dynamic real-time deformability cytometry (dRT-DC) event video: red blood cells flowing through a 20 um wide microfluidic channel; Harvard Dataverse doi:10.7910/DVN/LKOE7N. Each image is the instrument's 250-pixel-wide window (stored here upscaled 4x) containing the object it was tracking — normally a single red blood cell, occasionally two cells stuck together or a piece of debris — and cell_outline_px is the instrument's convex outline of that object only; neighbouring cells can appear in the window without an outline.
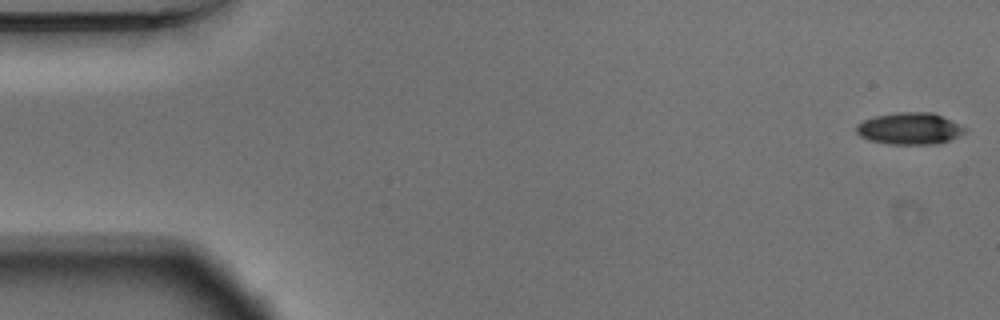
{"species": "Egyptian fruit bat (a non-hibernating species)", "species_latin": "Rousettus aegyptiacus", "temperature_condition": "warm", "stored_images_in_passage": 54, "camera_frame_rate_fps": 3000, "um_per_image_px": 0.085, "animal": {"sex": "male"}, "frame": {"image": 1, "passage_image": 1, "time_ms": 0.0, "image_size_px": [1000, 320], "cell_outline_px": [[968, 132], [948, 140], [936, 144], [888, 144], [868, 140], [860, 136], [856, 132], [856, 124], [864, 120], [876, 116], [896, 112], [932, 112], [960, 124], [968, 128]], "centroid_in_image_um": [77.33, 10.93], "position_along_channel_um": 7.7, "area_um2": 20.23}}
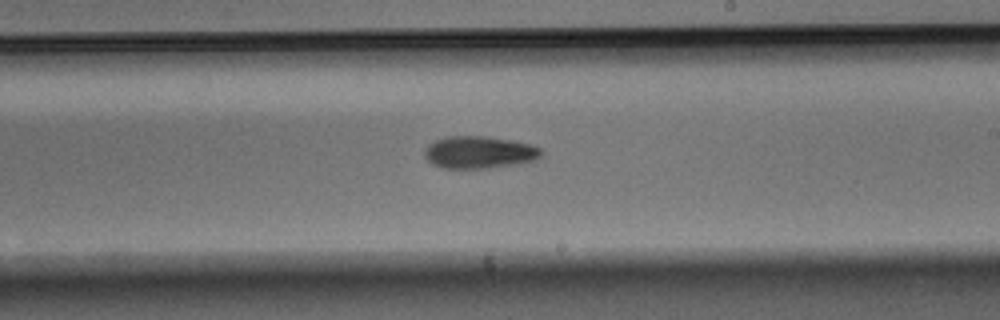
{"frame": {"image": 2, "passage_image": 31, "time_ms": 10.0, "image_size_px": [1000, 320], "cell_outline_px": [[544, 152], [536, 160], [488, 168], [440, 168], [432, 164], [424, 156], [424, 152], [428, 144], [436, 140], [448, 136], [484, 136], [512, 140], [532, 144], [540, 148]], "centroid_in_image_um": [40.73, 12.94], "position_along_channel_um": 248.3, "area_um2": 21.96}}
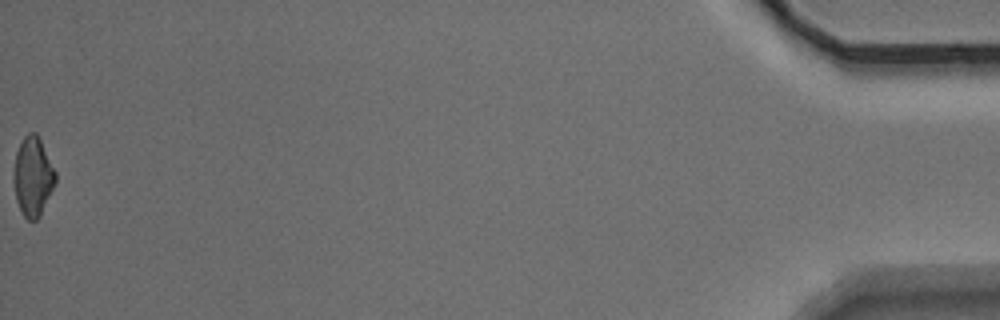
{"frame": {"image": 3, "passage_image": 54, "time_ms": 17.667, "image_size_px": [1000, 320], "cell_outline_px": [[56, 180], [40, 216], [36, 220], [28, 220], [24, 216], [16, 200], [12, 180], [12, 172], [16, 152], [24, 136], [28, 132], [36, 132], [56, 172]], "centroid_in_image_um": [2.76, 15.0], "position_along_channel_um": 432.4, "area_um2": 19.25}, "authors_computed_cell_mechanics": {"area_um2": 20.5768, "velocity_mm_per_s": 3.7411, "shape_relaxation_time_tau1_ms": 4.1324, "shape_relaxation_time_tau2_ms": null, "deformation_change_tau1": 0.1478, "deformation_change_tau2": null}}